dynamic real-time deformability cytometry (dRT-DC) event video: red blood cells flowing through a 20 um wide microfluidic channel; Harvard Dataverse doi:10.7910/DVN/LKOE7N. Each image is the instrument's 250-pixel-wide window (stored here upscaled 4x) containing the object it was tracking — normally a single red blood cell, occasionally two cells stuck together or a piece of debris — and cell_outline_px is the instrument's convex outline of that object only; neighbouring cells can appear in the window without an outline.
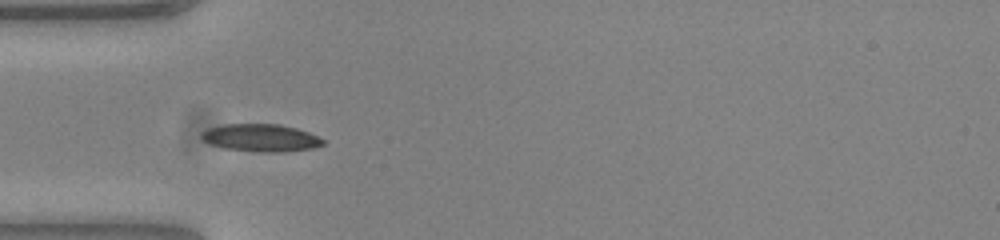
{"species": "common noctule bat (a hibernating species)", "species_latin": "Nyctalus noctula", "temperature_condition": "warm", "stored_images_in_passage": 38, "camera_frame_rate_fps": 3000, "um_per_image_px": 0.085, "animal": {"sex": "female", "body_mass_g": 23.0, "forearm_length_mm": 53.4}, "frame": {"image": 1, "passage_image": 1, "time_ms": 0.0, "image_size_px": [1000, 240], "cell_outline_px": [[324, 144], [312, 148], [280, 152], [260, 152], [224, 148], [200, 140], [200, 132], [208, 128], [220, 124], [280, 124], [296, 128], [308, 132], [324, 140]], "centroid_in_image_um": [22.11, 11.7], "position_along_channel_um": 62.9, "area_um2": 19.54}}
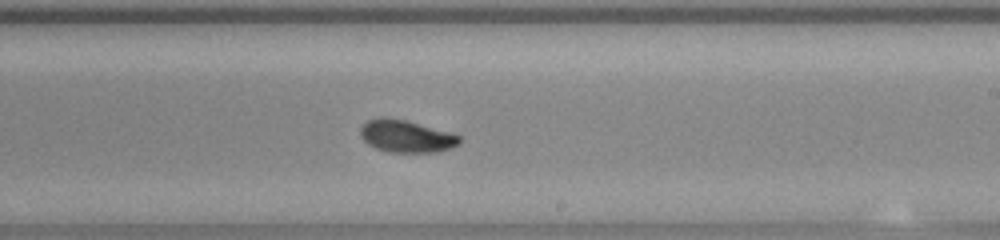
{"frame": {"image": 2, "passage_image": 16, "time_ms": 5.0, "image_size_px": [1000, 240], "cell_outline_px": [[460, 144], [436, 152], [388, 152], [376, 148], [368, 144], [360, 136], [360, 128], [368, 120], [380, 116], [384, 116], [404, 120], [448, 132], [460, 136]], "centroid_in_image_um": [34.48, 11.58], "position_along_channel_um": 254.5, "area_um2": 18.44}}
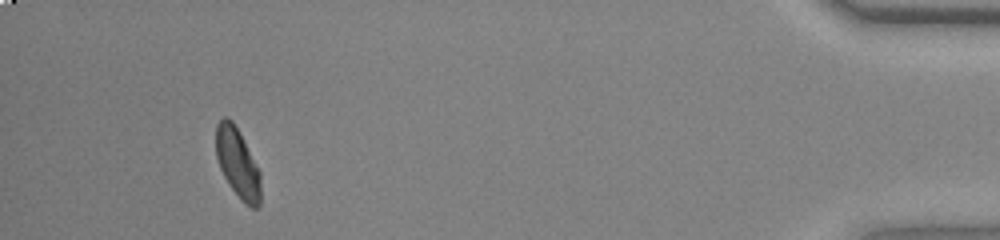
{"frame": {"image": 3, "passage_image": 34, "time_ms": 11.0, "image_size_px": [1000, 240], "cell_outline_px": [[260, 204], [256, 208], [252, 208], [244, 204], [240, 200], [228, 184], [220, 168], [216, 156], [216, 124], [224, 116], [228, 116], [232, 120], [260, 172]], "centroid_in_image_um": [20.18, 13.89], "position_along_channel_um": 415.0, "area_um2": 17.98}, "authors_computed_cell_mechanics": {"area_um2": 18.3515, "velocity_mm_per_s": 3.8536, "shape_relaxation_time_tau1_ms": 3.1906, "shape_relaxation_time_tau2_ms": 3.2282, "deformation_change_tau1": 0.1303, "deformation_change_tau2": 0.0697}}